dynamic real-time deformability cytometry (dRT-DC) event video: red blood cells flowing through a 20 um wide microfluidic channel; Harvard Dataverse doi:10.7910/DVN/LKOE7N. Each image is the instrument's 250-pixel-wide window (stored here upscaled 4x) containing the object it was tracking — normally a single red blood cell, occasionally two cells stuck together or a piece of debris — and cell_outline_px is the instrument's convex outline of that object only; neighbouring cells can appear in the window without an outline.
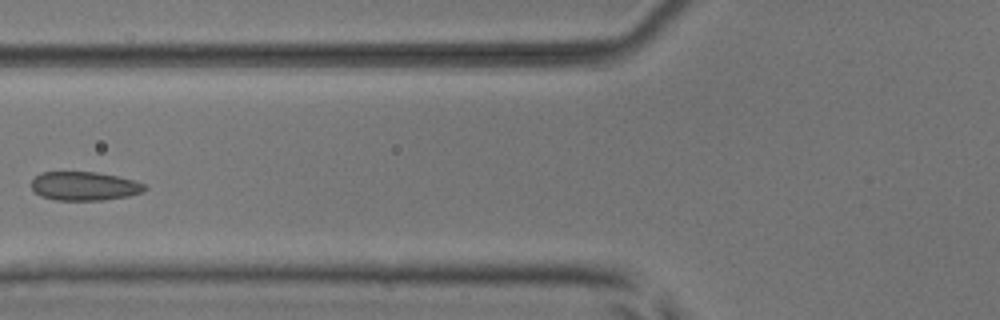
{"species": "common noctule bat (a hibernating species)", "species_latin": "Nyctalus noctula", "temperature_condition": "room temperature", "stored_images_in_passage": 3, "camera_frame_rate_fps": 3000, "um_per_image_px": 0.085, "animal": {"sex": "male", "body_mass_g": 17.9, "forearm_length_mm": 54.2}, "frame": {"image": 1, "passage_image": 2, "time_ms": 1.333, "image_size_px": [1000, 320], "cell_outline_px": [[148, 188], [144, 192], [128, 196], [104, 200], [56, 200], [40, 196], [32, 188], [32, 180], [40, 172], [96, 172], [120, 176], [144, 184]], "centroid_in_image_um": [7.19, 15.82], "position_along_channel_um": 118.6, "area_um2": 19.07}}
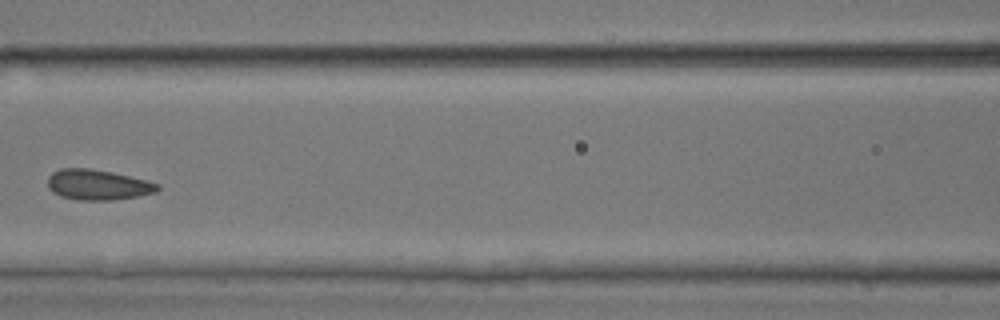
{"frame": {"image": 2, "passage_image": 3, "time_ms": 2.333, "image_size_px": [1000, 320], "cell_outline_px": [[160, 188], [156, 192], [136, 196], [112, 200], [80, 200], [60, 196], [52, 192], [48, 188], [48, 176], [52, 172], [60, 168], [92, 168], [112, 172], [160, 184]], "centroid_in_image_um": [8.27, 15.7], "position_along_channel_um": 158.3, "area_um2": 19.42}}